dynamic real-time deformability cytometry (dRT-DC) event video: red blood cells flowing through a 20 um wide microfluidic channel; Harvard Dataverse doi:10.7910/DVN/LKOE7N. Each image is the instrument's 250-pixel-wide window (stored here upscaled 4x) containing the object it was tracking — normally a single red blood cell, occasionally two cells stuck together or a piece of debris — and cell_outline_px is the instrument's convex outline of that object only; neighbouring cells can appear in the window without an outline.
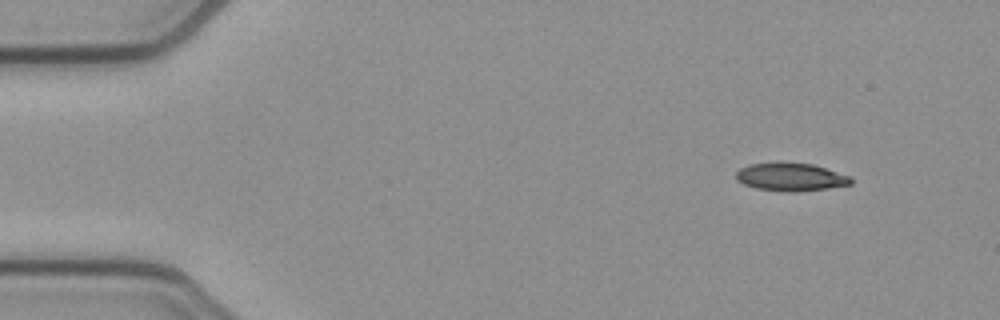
{"species": "common noctule bat (a hibernating species)", "species_latin": "Nyctalus noctula", "temperature_condition": "cold", "stored_images_in_passage": 48, "camera_frame_rate_fps": 3000, "um_per_image_px": 0.085, "animal": {"sex": "female", "body_mass_g": 21.9}, "frame": {"image": 1, "passage_image": 1, "time_ms": 0.0, "image_size_px": [1000, 320], "cell_outline_px": [[852, 184], [828, 188], [796, 192], [788, 192], [756, 188], [744, 184], [736, 180], [736, 172], [740, 168], [748, 164], [812, 164], [852, 176]], "centroid_in_image_um": [67.24, 15.07], "position_along_channel_um": 17.8, "area_um2": 18.38}}
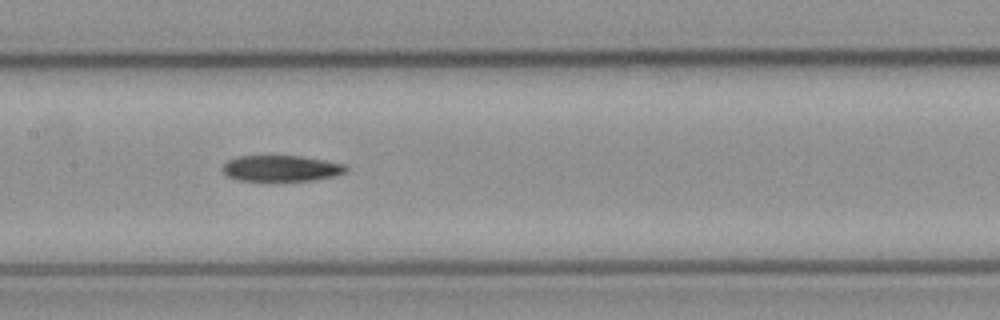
{"frame": {"image": 2, "passage_image": 21, "time_ms": 6.667, "image_size_px": [1000, 320], "cell_outline_px": [[348, 168], [344, 172], [336, 176], [312, 180], [240, 180], [228, 176], [220, 168], [228, 160], [236, 156], [300, 156], [324, 160], [344, 164]], "centroid_in_image_um": [23.89, 14.3], "position_along_channel_um": 183.5, "area_um2": 18.5}}
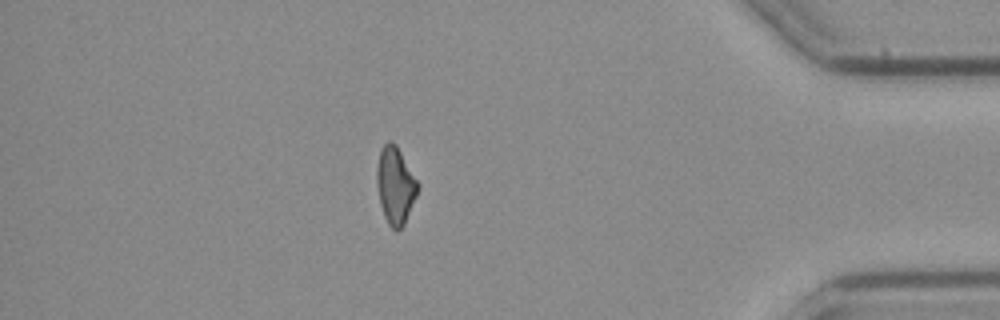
{"frame": {"image": 3, "passage_image": 41, "time_ms": 13.333, "image_size_px": [1000, 320], "cell_outline_px": [[420, 184], [416, 196], [404, 224], [396, 232], [388, 224], [384, 216], [380, 204], [376, 180], [376, 168], [380, 152], [384, 144], [388, 140], [392, 140], [396, 144]], "centroid_in_image_um": [33.6, 15.74], "position_along_channel_um": 401.6, "area_um2": 18.44}}